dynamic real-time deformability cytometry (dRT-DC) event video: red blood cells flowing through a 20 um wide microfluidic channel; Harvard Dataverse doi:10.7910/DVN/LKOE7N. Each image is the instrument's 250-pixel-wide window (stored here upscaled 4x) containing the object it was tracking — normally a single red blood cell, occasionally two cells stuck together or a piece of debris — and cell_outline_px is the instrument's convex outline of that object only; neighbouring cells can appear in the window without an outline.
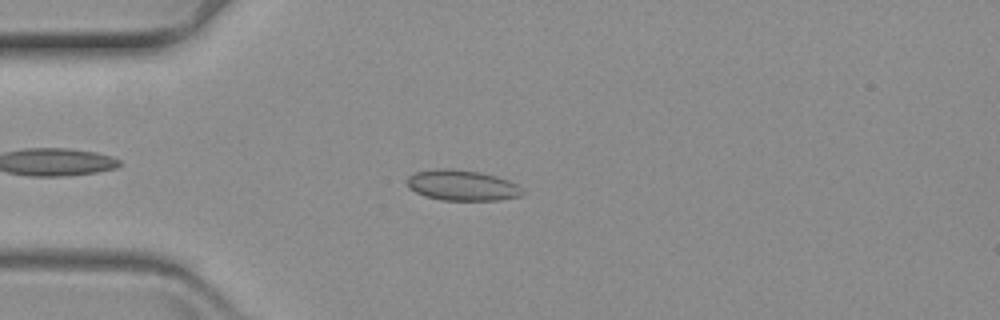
{"species": "common noctule bat (a hibernating species)", "species_latin": "Nyctalus noctula", "temperature_condition": "warm", "stored_images_in_passage": 60, "camera_frame_rate_fps": 3000, "um_per_image_px": 0.085, "animal": {"sex": "female", "body_mass_g": 19.3, "forearm_length_mm": 54.1}, "frame": {"image": 1, "passage_image": 15, "time_ms": 4.667, "image_size_px": [1000, 320], "cell_outline_px": [[528, 192], [520, 196], [500, 200], [440, 200], [424, 196], [408, 188], [404, 180], [412, 172], [436, 168], [452, 168], [480, 172], [496, 176], [508, 180], [516, 184]], "centroid_in_image_um": [39.24, 15.74], "position_along_channel_um": 45.8, "area_um2": 21.1}}
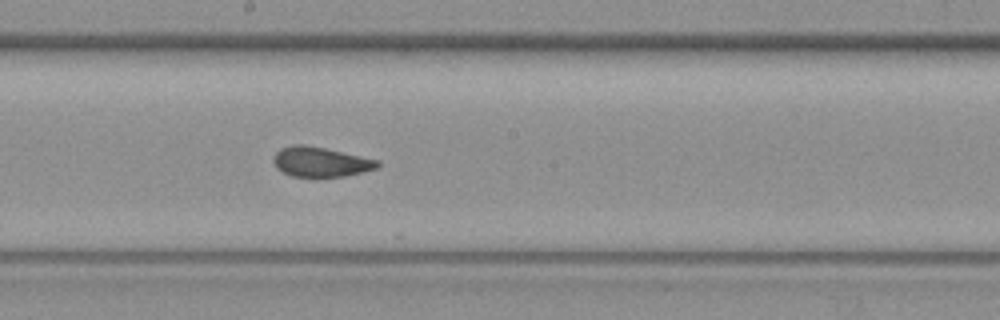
{"frame": {"image": 2, "passage_image": 32, "time_ms": 10.333, "image_size_px": [1000, 320], "cell_outline_px": [[380, 164], [376, 168], [344, 176], [316, 180], [292, 176], [280, 172], [276, 168], [272, 160], [276, 152], [280, 148], [296, 144], [304, 144], [324, 148], [380, 160]], "centroid_in_image_um": [27.19, 13.8], "position_along_channel_um": 221.0, "area_um2": 18.73}}
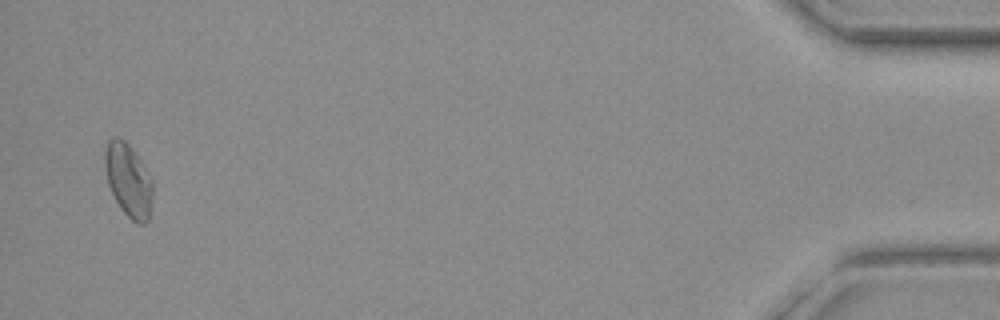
{"frame": {"image": 3, "passage_image": 58, "time_ms": 19.0, "image_size_px": [1000, 320], "cell_outline_px": [[152, 200], [148, 220], [144, 224], [136, 224], [120, 208], [108, 184], [104, 168], [104, 152], [108, 140], [116, 136], [124, 140], [128, 144], [140, 160], [152, 180]], "centroid_in_image_um": [10.9, 15.32], "position_along_channel_um": 424.3, "area_um2": 20.29}}